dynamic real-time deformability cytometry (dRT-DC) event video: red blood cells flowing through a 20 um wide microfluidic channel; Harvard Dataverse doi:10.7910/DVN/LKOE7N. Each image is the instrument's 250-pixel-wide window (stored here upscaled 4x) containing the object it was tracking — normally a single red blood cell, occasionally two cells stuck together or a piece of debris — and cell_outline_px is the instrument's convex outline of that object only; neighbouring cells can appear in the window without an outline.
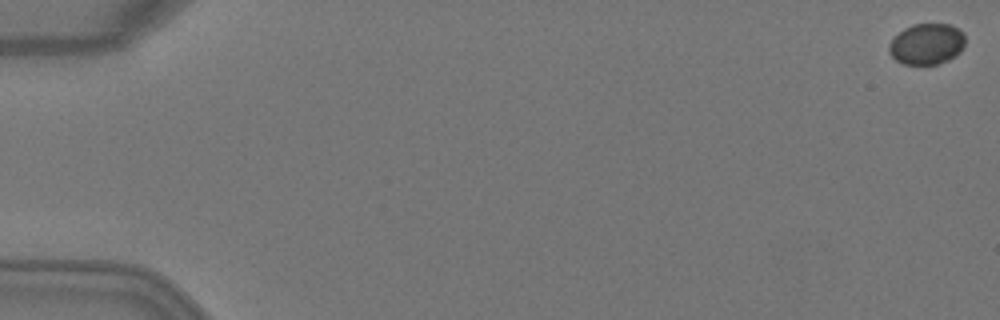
{"species": "Egyptian fruit bat (a non-hibernating species)", "species_latin": "Rousettus aegyptiacus", "temperature_condition": "warm", "stored_images_in_passage": 6, "camera_frame_rate_fps": 3000, "um_per_image_px": 0.085, "animal": {"sex": "female"}, "frame": {"image": 1, "passage_image": 1, "time_ms": 0.0, "image_size_px": [1000, 320], "cell_outline_px": [[964, 44], [960, 52], [956, 56], [948, 60], [936, 64], [904, 64], [896, 60], [888, 52], [888, 44], [904, 28], [912, 24], [952, 24], [960, 28], [964, 32]], "centroid_in_image_um": [78.79, 3.73], "position_along_channel_um": 6.2, "area_um2": 18.32}}